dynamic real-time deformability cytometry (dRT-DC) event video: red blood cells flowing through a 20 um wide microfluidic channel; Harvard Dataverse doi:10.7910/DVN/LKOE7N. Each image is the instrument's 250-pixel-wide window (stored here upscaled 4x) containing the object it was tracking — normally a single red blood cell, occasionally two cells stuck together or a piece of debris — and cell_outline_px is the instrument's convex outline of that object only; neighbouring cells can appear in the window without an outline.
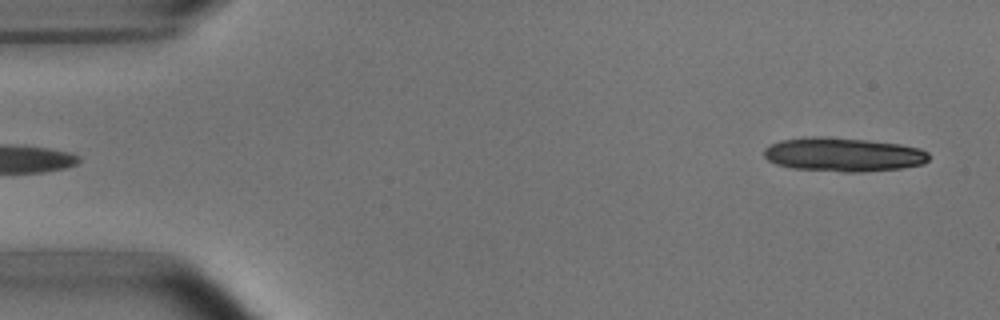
{"species": "common noctule bat (a hibernating species)", "species_latin": "Nyctalus noctula", "temperature_condition": "room temperature", "stored_images_in_passage": 4, "camera_frame_rate_fps": 3000, "um_per_image_px": 0.085, "animal": {"sex": "male", "body_mass_g": 15.6}, "frame": {"image": 1, "passage_image": 4, "time_ms": 4.333, "image_size_px": [1000, 320], "cell_outline_px": [[928, 160], [924, 164], [900, 168], [860, 172], [844, 172], [792, 168], [776, 164], [768, 160], [764, 156], [764, 148], [780, 140], [804, 136], [820, 136], [864, 140], [900, 144], [920, 148], [928, 152]], "centroid_in_image_um": [71.65, 13.13], "position_along_channel_um": 13.3, "area_um2": 32.6}}